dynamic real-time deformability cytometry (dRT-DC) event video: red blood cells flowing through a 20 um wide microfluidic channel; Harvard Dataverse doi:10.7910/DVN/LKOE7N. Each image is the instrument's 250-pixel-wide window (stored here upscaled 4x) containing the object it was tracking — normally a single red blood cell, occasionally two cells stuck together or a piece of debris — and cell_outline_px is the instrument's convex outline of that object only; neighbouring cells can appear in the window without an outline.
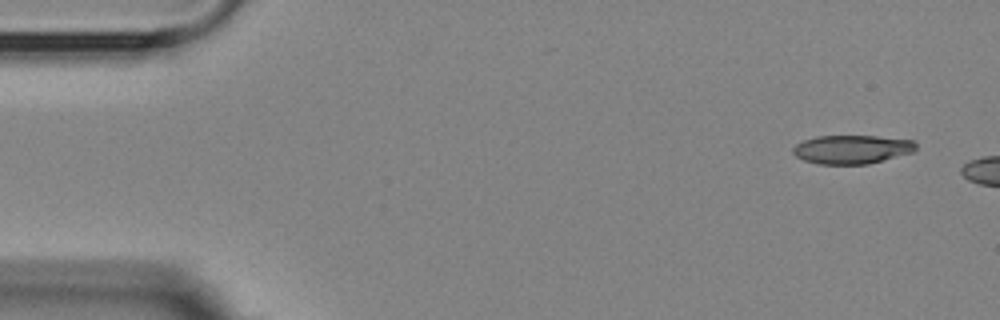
{"species": "Egyptian fruit bat (a non-hibernating species)", "species_latin": "Rousettus aegyptiacus", "temperature_condition": "room temperature", "stored_images_in_passage": 2, "camera_frame_rate_fps": 3000, "um_per_image_px": 0.085, "animal": {"sex": "female"}, "frame": {"image": 1, "passage_image": 1, "time_ms": 0.0, "image_size_px": [1000, 320], "cell_outline_px": [[916, 148], [912, 152], [868, 164], [820, 164], [804, 160], [796, 156], [792, 152], [792, 148], [796, 144], [804, 140], [816, 136], [876, 136], [912, 140], [916, 144]], "centroid_in_image_um": [72.38, 12.69], "position_along_channel_um": 12.6, "area_um2": 20.4}}